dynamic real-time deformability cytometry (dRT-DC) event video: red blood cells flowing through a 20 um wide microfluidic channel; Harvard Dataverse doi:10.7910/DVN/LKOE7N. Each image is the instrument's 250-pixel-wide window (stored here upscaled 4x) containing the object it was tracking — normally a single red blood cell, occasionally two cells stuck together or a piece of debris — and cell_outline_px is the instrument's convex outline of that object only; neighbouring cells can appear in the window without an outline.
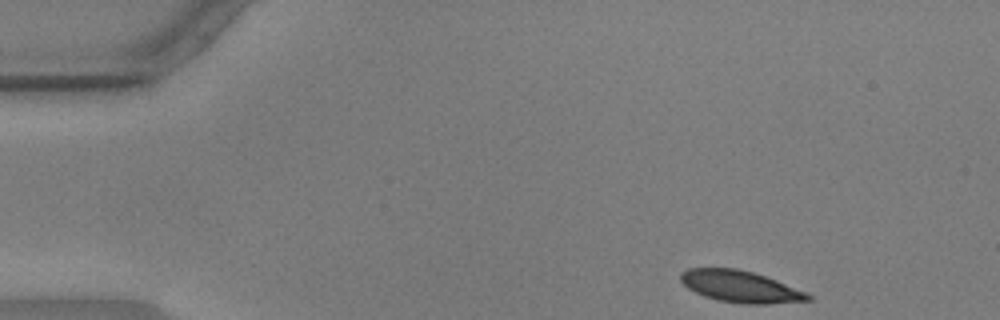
{"species": "common noctule bat (a hibernating species)", "species_latin": "Nyctalus noctula", "temperature_condition": "warm", "stored_images_in_passage": 50, "camera_frame_rate_fps": 3000, "um_per_image_px": 0.085, "animal": {"sex": "male", "body_mass_g": 17.9, "forearm_length_mm": 54.2}, "frame": {"image": 1, "passage_image": 1, "time_ms": 0.0, "image_size_px": [1000, 320], "cell_outline_px": [[812, 300], [768, 304], [744, 304], [716, 300], [704, 296], [688, 288], [680, 280], [680, 272], [688, 268], [736, 268], [752, 272], [776, 280], [808, 292], [812, 296]], "centroid_in_image_um": [62.94, 24.36], "position_along_channel_um": 22.1, "area_um2": 23.58}}
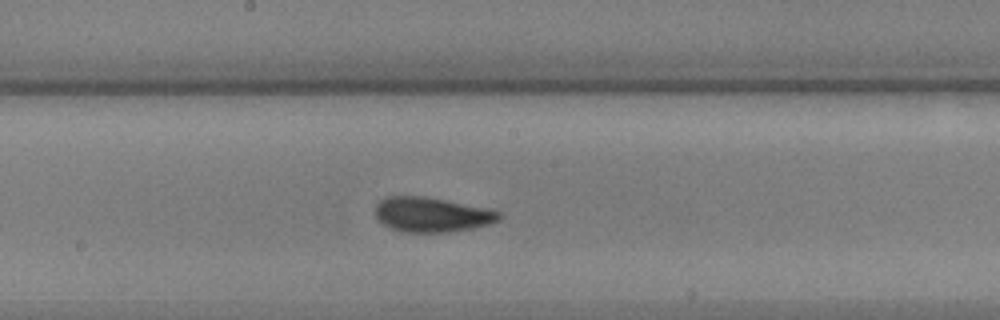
{"frame": {"image": 2, "passage_image": 24, "time_ms": 7.667, "image_size_px": [1000, 320], "cell_outline_px": [[500, 220], [492, 224], [448, 232], [400, 232], [376, 220], [376, 204], [380, 200], [388, 196], [424, 196], [488, 208], [500, 212]], "centroid_in_image_um": [36.69, 18.24], "position_along_channel_um": 211.5, "area_um2": 25.09}}
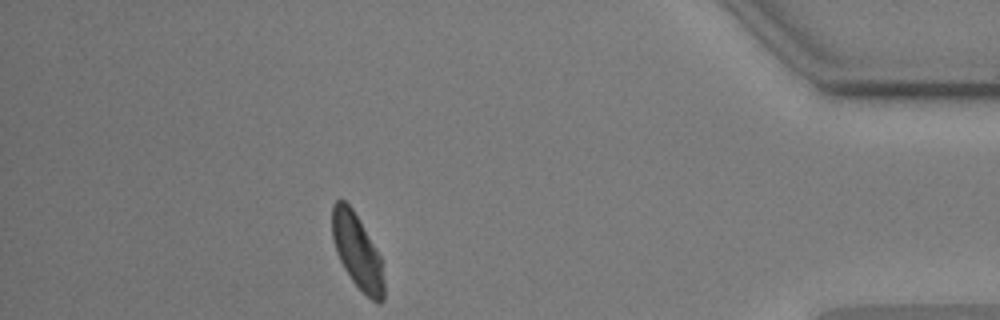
{"frame": {"image": 3, "passage_image": 44, "time_ms": 14.333, "image_size_px": [1000, 320], "cell_outline_px": [[384, 300], [380, 304], [376, 304], [352, 280], [344, 268], [336, 252], [332, 240], [332, 204], [336, 200], [344, 200], [352, 208], [380, 256], [384, 280]], "centroid_in_image_um": [30.36, 21.38], "position_along_channel_um": 404.8, "area_um2": 22.25}, "authors_computed_cell_mechanics": {"area_um2": 24.0448, "velocity_mm_per_s": 3.5551, "shape_relaxation_time_tau1_ms": 5.177, "shape_relaxation_time_tau2_ms": 1.2355, "deformation_change_tau1": 0.1402, "deformation_change_tau2": 0.0564}}